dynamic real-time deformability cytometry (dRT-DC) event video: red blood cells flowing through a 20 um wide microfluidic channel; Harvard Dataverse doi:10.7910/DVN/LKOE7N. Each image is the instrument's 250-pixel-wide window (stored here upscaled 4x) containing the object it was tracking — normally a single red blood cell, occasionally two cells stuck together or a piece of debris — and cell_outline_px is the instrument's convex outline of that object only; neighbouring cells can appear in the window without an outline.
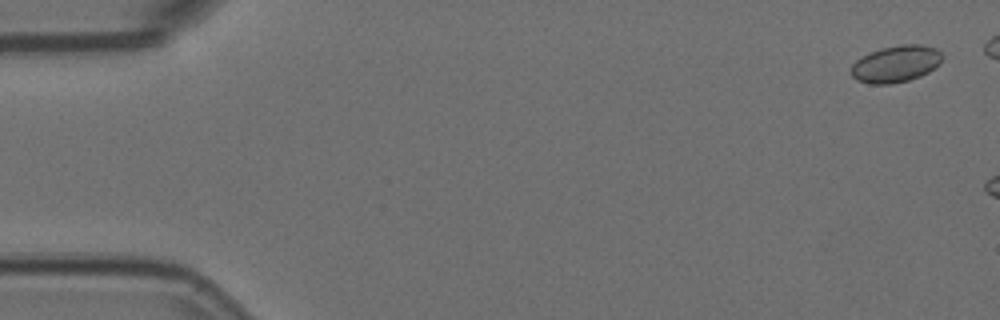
{"species": "Egyptian fruit bat (a non-hibernating species)", "species_latin": "Rousettus aegyptiacus", "temperature_condition": "room temperature", "stored_images_in_passage": 8, "camera_frame_rate_fps": 3000, "um_per_image_px": 0.085, "animal": {"sex": "female"}, "frame": {"image": 1, "passage_image": 1, "time_ms": 0.0, "image_size_px": [1000, 320], "cell_outline_px": [[944, 56], [940, 64], [928, 72], [920, 76], [908, 80], [892, 84], [868, 84], [856, 80], [848, 72], [852, 64], [856, 60], [880, 48], [900, 44], [920, 44], [936, 48]], "centroid_in_image_um": [76.14, 5.44], "position_along_channel_um": 8.9, "area_um2": 19.77}}
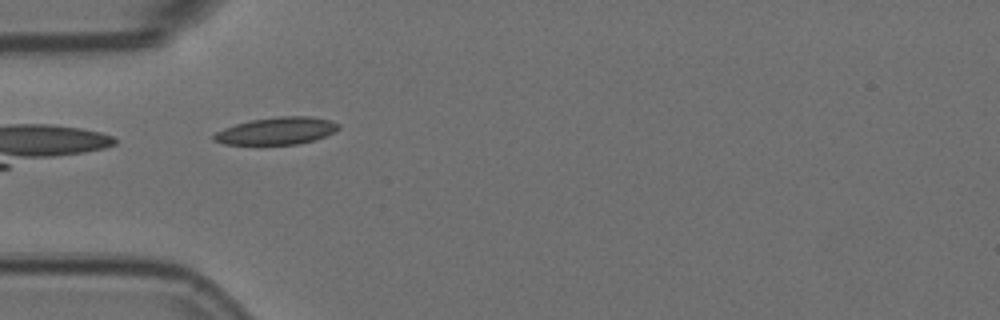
{"frame": {"image": 2, "passage_image": 7, "time_ms": 2.0, "image_size_px": [1000, 320], "cell_outline_px": [[340, 128], [316, 140], [296, 144], [224, 144], [212, 140], [212, 136], [216, 132], [224, 128], [236, 124], [252, 120], [280, 116], [308, 116], [332, 120], [340, 124]], "centroid_in_image_um": [23.53, 11.12], "position_along_channel_um": 61.5, "area_um2": 19.71}}